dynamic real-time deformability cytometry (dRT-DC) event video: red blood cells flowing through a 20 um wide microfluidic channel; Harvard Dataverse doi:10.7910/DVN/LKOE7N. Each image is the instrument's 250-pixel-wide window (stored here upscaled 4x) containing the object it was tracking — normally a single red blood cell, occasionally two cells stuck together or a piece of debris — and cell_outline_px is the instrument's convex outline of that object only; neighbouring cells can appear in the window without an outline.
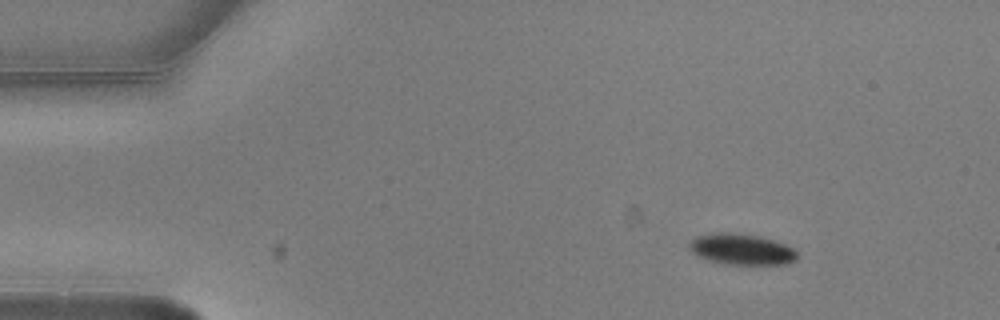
{"species": "common noctule bat (a hibernating species)", "species_latin": "Nyctalus noctula", "temperature_condition": "warm", "stored_images_in_passage": 5, "camera_frame_rate_fps": 3000, "um_per_image_px": 0.085, "animal": {"sex": "male", "body_mass_g": 20.5, "forearm_length_mm": 52.5}, "frame": {"image": 1, "passage_image": 2, "time_ms": 0.333, "image_size_px": [1000, 320], "cell_outline_px": [[800, 256], [796, 260], [788, 264], [728, 264], [708, 260], [696, 256], [688, 248], [688, 240], [696, 236], [716, 232], [732, 232], [760, 236], [776, 240], [796, 248]], "centroid_in_image_um": [63.05, 21.17], "position_along_channel_um": 21.9, "area_um2": 20.06}}
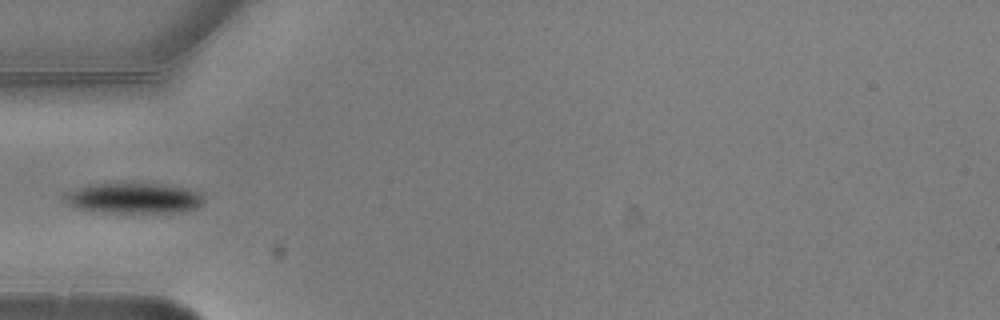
{"frame": {"image": 2, "passage_image": 5, "time_ms": 1.333, "image_size_px": [1000, 320], "cell_outline_px": [[204, 204], [196, 208], [180, 212], [88, 212], [76, 208], [68, 204], [64, 200], [64, 192], [88, 184], [160, 184], [188, 188], [200, 192], [204, 196]], "centroid_in_image_um": [11.35, 16.85], "position_along_channel_um": 73.6, "area_um2": 25.03}}